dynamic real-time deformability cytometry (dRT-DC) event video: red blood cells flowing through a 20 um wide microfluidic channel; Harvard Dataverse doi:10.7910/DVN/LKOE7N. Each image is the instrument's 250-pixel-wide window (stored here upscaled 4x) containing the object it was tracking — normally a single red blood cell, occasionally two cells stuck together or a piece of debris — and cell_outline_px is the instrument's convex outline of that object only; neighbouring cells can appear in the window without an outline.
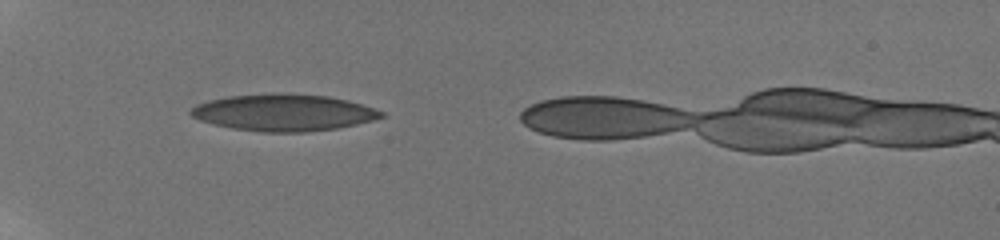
{"species": "human", "species_latin": "Homo sapiens", "temperature_condition": "room temperature", "stored_images_in_passage": 18, "camera_frame_rate_fps": 3000, "um_per_image_px": 0.085, "donor": {"sex": "male"}, "frame": {"image": 1, "passage_image": 1, "time_ms": 0.0, "image_size_px": [1000, 240], "cell_outline_px": [[384, 116], [372, 120], [356, 124], [336, 128], [308, 132], [260, 132], [232, 128], [212, 124], [200, 120], [192, 116], [188, 112], [196, 104], [208, 100], [228, 96], [272, 92], [276, 92], [328, 96], [348, 100], [384, 112]], "centroid_in_image_um": [24.06, 9.56], "position_along_channel_um": 60.9, "area_um2": 40.98}}
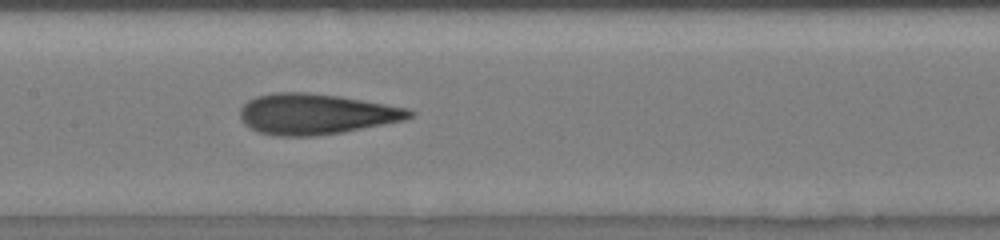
{"frame": {"image": 2, "passage_image": 17, "time_ms": 3.667, "image_size_px": [1000, 240], "cell_outline_px": [[416, 116], [408, 120], [344, 132], [316, 136], [276, 136], [260, 132], [248, 128], [240, 120], [240, 108], [248, 100], [256, 96], [276, 92], [304, 92], [340, 96], [408, 108], [416, 112]], "centroid_in_image_um": [26.89, 9.7], "position_along_channel_um": 180.5, "area_um2": 40.63}}